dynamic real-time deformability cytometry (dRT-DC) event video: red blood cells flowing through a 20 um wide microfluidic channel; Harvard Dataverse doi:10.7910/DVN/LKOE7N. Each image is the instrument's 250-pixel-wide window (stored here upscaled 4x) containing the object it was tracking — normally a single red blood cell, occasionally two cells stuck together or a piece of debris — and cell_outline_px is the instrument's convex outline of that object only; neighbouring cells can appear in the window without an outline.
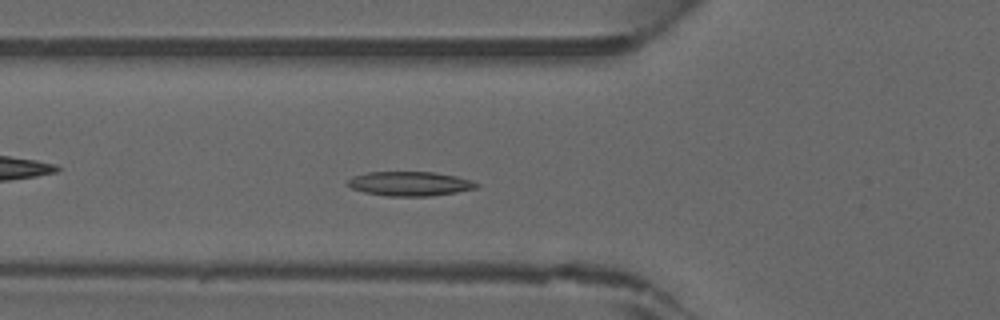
{"species": "common noctule bat (a hibernating species)", "species_latin": "Nyctalus noctula", "temperature_condition": "warm", "stored_images_in_passage": 41, "camera_frame_rate_fps": 3000, "um_per_image_px": 0.085, "animal": {"sex": "male", "forearm_length_mm": 52.5}, "frame": {"image": 1, "passage_image": 12, "time_ms": 3.667, "image_size_px": [1000, 320], "cell_outline_px": [[480, 184], [476, 188], [456, 192], [432, 196], [388, 196], [364, 192], [352, 188], [344, 184], [344, 180], [352, 176], [368, 172], [432, 172], [456, 176], [472, 180]], "centroid_in_image_um": [34.78, 15.61], "position_along_channel_um": 91.0, "area_um2": 18.44}}
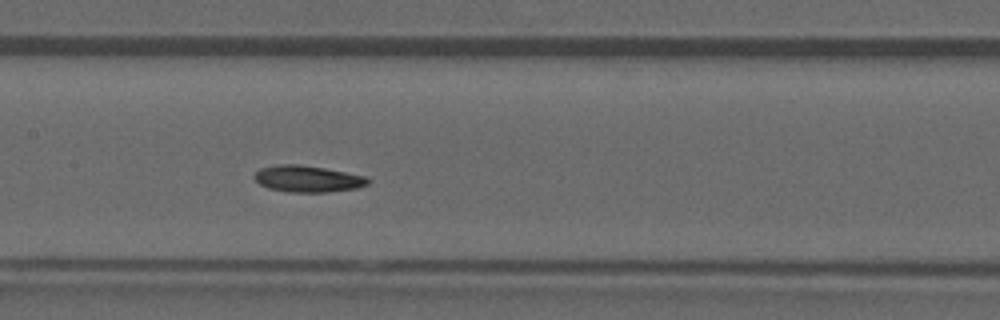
{"frame": {"image": 2, "passage_image": 18, "time_ms": 5.667, "image_size_px": [1000, 320], "cell_outline_px": [[372, 180], [368, 184], [356, 188], [328, 192], [292, 192], [268, 188], [260, 184], [256, 180], [256, 172], [260, 168], [280, 164], [300, 164], [324, 168], [364, 176]], "centroid_in_image_um": [26.17, 15.2], "position_along_channel_um": 181.2, "area_um2": 17.34}}